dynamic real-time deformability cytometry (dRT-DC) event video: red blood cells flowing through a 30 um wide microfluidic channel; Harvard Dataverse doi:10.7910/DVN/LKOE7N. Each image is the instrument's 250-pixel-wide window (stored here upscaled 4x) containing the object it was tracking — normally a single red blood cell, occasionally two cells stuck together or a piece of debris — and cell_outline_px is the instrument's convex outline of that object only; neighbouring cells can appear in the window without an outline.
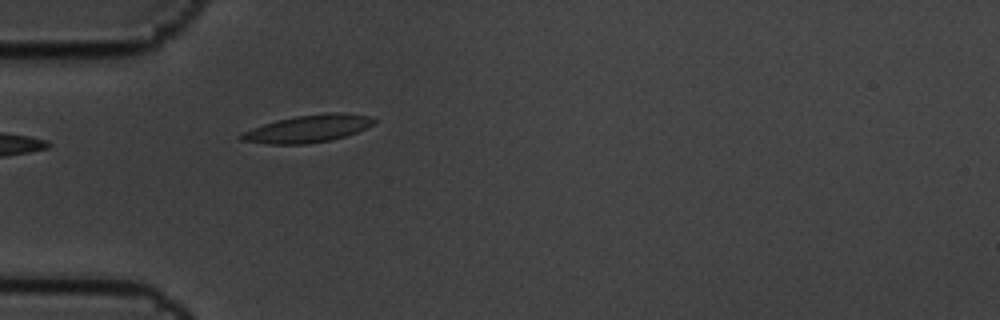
{"species": "common noctule bat (a hibernating species)", "species_latin": "Nyctalus noctula", "temperature_condition": "cold", "stored_images_in_passage": 4, "camera_frame_rate_fps": 3000, "um_per_image_px": 0.085, "animal": {"sex": "male", "body_mass_g": 19.5, "forearm_length_mm": 54.6}, "frame": {"image": 1, "passage_image": 4, "time_ms": 1.0, "image_size_px": [1000, 320], "cell_outline_px": [[376, 120], [372, 124], [356, 132], [332, 140], [304, 144], [268, 144], [240, 140], [240, 132], [276, 120], [296, 116], [328, 112], [344, 112], [368, 116]], "centroid_in_image_um": [26.14, 10.93], "position_along_channel_um": 58.9, "area_um2": 21.1}}